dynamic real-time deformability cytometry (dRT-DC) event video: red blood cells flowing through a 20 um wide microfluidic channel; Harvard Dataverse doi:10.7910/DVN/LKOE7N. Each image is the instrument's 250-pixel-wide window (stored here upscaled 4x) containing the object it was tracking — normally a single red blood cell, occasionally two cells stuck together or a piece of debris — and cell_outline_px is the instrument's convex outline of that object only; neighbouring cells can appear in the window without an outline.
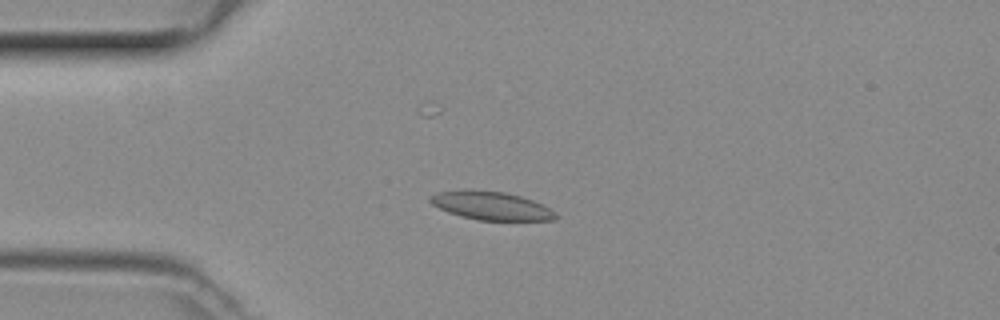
{"species": "common noctule bat (a hibernating species)", "species_latin": "Nyctalus noctula", "temperature_condition": "room temperature", "stored_images_in_passage": 22, "camera_frame_rate_fps": 3000, "um_per_image_px": 0.085, "animal": {"sex": "female", "body_mass_g": 29.2, "forearm_length_mm": 56.3}, "frame": {"image": 1, "passage_image": 4, "time_ms": 1.0, "image_size_px": [1000, 320], "cell_outline_px": [[560, 216], [556, 220], [476, 220], [460, 216], [448, 212], [432, 204], [428, 200], [428, 196], [440, 192], [504, 192], [520, 196], [544, 204], [556, 212]], "centroid_in_image_um": [41.84, 17.53], "position_along_channel_um": 43.2, "area_um2": 20.17}}
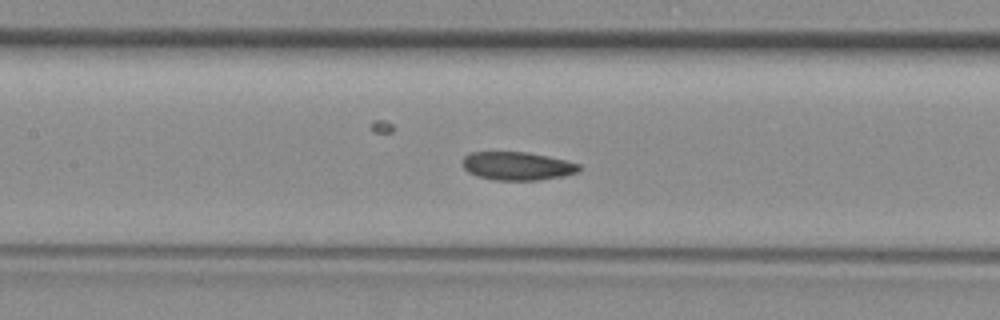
{"frame": {"image": 2, "passage_image": 14, "time_ms": 4.333, "image_size_px": [1000, 320], "cell_outline_px": [[580, 168], [576, 172], [564, 176], [540, 180], [496, 180], [476, 176], [468, 172], [460, 164], [460, 160], [468, 152], [528, 152], [548, 156], [580, 164]], "centroid_in_image_um": [43.9, 14.1], "position_along_channel_um": 163.5, "area_um2": 19.42}}
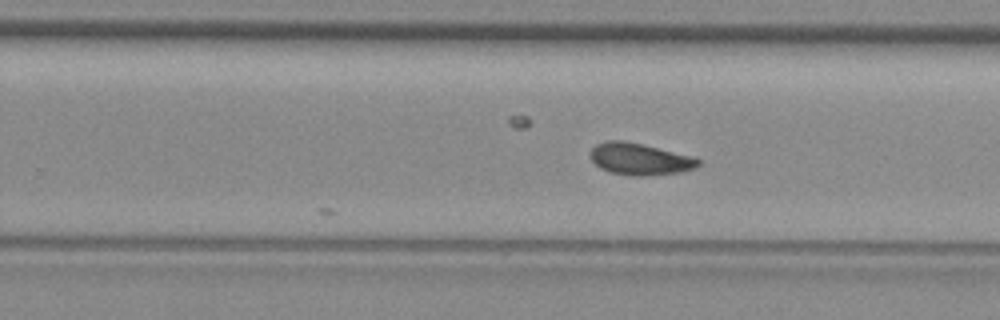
{"frame": {"image": 3, "passage_image": 22, "time_ms": 7.0, "image_size_px": [1000, 320], "cell_outline_px": [[700, 164], [696, 168], [680, 172], [644, 176], [632, 176], [608, 172], [600, 168], [592, 160], [588, 152], [596, 144], [608, 140], [624, 140], [696, 156], [700, 160]], "centroid_in_image_um": [54.39, 13.51], "position_along_channel_um": 275.4, "area_um2": 20.35}}